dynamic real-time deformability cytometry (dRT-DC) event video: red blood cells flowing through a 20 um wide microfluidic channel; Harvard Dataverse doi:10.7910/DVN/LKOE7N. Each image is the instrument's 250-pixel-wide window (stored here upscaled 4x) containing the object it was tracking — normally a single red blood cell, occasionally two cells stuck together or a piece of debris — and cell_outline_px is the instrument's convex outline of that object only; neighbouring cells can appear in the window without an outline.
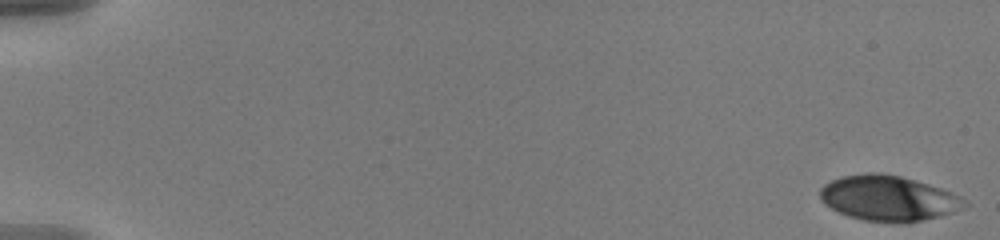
{"species": "human", "species_latin": "Homo sapiens", "temperature_condition": "warm", "stored_images_in_passage": 56, "camera_frame_rate_fps": 3000, "um_per_image_px": 0.085, "donor": {"sex": "male"}, "frame": {"image": 1, "passage_image": 1, "time_ms": 0.0, "image_size_px": [1000, 240], "cell_outline_px": [[968, 204], [964, 208], [940, 216], [904, 224], [896, 224], [864, 220], [848, 216], [824, 204], [820, 200], [820, 188], [824, 184], [840, 176], [868, 172], [880, 172], [900, 176], [928, 184], [940, 188], [960, 196], [968, 200]], "centroid_in_image_um": [75.51, 16.86], "position_along_channel_um": 9.5, "area_um2": 38.49}}
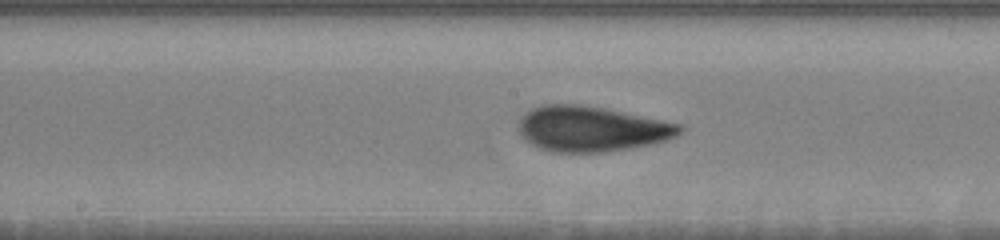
{"frame": {"image": 2, "passage_image": 31, "time_ms": 10.0, "image_size_px": [1000, 240], "cell_outline_px": [[684, 128], [676, 136], [664, 140], [648, 144], [628, 148], [604, 152], [552, 152], [540, 148], [524, 140], [520, 136], [520, 120], [532, 108], [544, 104], [580, 104], [604, 108], [684, 124]], "centroid_in_image_um": [50.29, 10.95], "position_along_channel_um": 197.9, "area_um2": 42.31}}
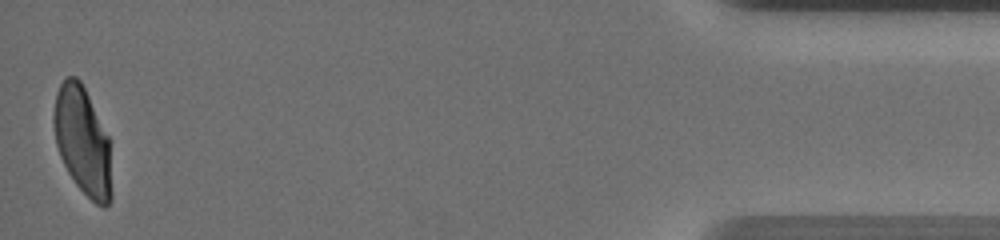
{"frame": {"image": 3, "passage_image": 56, "time_ms": 18.333, "image_size_px": [1000, 240], "cell_outline_px": [[112, 200], [104, 208], [96, 204], [76, 184], [68, 172], [60, 156], [56, 144], [52, 120], [52, 116], [56, 92], [60, 84], [68, 76], [76, 76], [80, 80], [108, 136], [112, 192]], "centroid_in_image_um": [7.0, 12.0], "position_along_channel_um": 428.2, "area_um2": 36.24}, "authors_computed_cell_mechanics": {"area_um2": 39.3907, "velocity_mm_per_s": 3.6563, "shape_relaxation_time_tau1_ms": 4.8995, "shape_relaxation_time_tau2_ms": 0.9412, "deformation_change_tau1": 0.1845, "deformation_change_tau2": 0.0662}}